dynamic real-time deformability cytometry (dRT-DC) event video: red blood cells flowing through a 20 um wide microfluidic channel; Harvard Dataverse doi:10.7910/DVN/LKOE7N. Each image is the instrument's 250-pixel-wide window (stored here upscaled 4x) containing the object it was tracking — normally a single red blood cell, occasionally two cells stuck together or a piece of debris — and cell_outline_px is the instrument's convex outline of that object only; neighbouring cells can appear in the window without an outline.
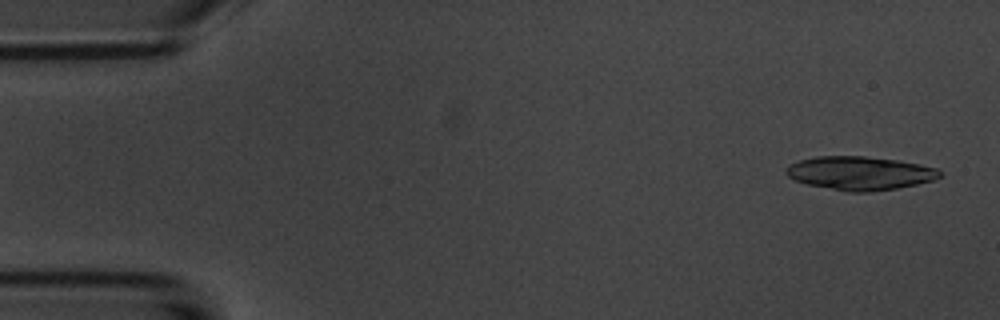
{"species": "common noctule bat (a hibernating species)", "species_latin": "Nyctalus noctula", "temperature_condition": "room temperature", "stored_images_in_passage": 4, "camera_frame_rate_fps": 3000, "um_per_image_px": 0.085, "animal": {"sex": "male", "body_mass_g": 20.1, "forearm_length_mm": 53.5}, "frame": {"image": 1, "passage_image": 1, "time_ms": 0.0, "image_size_px": [1000, 320], "cell_outline_px": [[940, 176], [932, 180], [916, 184], [896, 188], [868, 192], [848, 192], [808, 184], [796, 180], [788, 176], [784, 172], [784, 168], [788, 164], [800, 160], [816, 156], [864, 156], [896, 160], [936, 168], [940, 172]], "centroid_in_image_um": [73.02, 14.71], "position_along_channel_um": 12.0, "area_um2": 29.77}}